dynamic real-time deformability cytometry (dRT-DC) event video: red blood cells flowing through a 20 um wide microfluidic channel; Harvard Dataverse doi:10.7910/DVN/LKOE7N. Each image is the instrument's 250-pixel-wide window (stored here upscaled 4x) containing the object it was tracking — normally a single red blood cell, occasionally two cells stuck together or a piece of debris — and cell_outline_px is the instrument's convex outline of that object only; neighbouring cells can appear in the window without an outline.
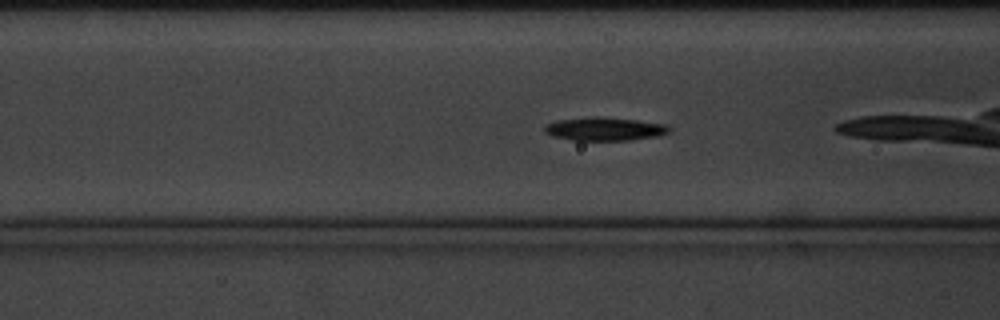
{"species": "common noctule bat (a hibernating species)", "species_latin": "Nyctalus noctula", "temperature_condition": "cold", "stored_images_in_passage": 10, "camera_frame_rate_fps": 3000, "um_per_image_px": 0.085, "animal": {"sex": "male", "body_mass_g": 20.1, "forearm_length_mm": 53.5}, "frame": {"image": 1, "passage_image": 4, "time_ms": 1.0, "image_size_px": [1000, 320], "cell_outline_px": [[672, 128], [668, 132], [656, 136], [632, 140], [572, 140], [552, 136], [544, 132], [544, 128], [548, 124], [556, 120], [592, 116], [596, 116], [636, 120], [668, 124]], "centroid_in_image_um": [51.4, 10.95], "position_along_channel_um": 115.2, "area_um2": 16.99}}